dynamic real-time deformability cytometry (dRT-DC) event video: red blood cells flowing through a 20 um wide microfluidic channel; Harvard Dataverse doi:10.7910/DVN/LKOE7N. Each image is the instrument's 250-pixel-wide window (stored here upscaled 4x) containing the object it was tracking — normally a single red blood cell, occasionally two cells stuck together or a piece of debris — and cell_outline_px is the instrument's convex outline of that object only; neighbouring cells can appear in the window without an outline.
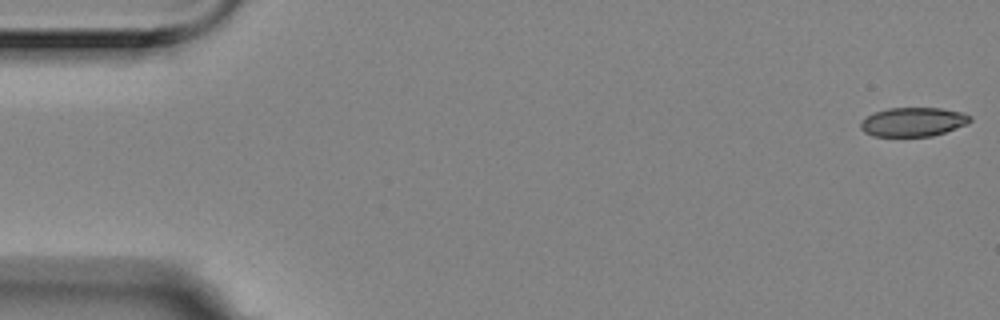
{"species": "Egyptian fruit bat (a non-hibernating species)", "species_latin": "Rousettus aegyptiacus", "temperature_condition": "room temperature", "stored_images_in_passage": 6, "camera_frame_rate_fps": 3000, "um_per_image_px": 0.085, "animal": {"sex": "female"}, "frame": {"image": 1, "passage_image": 1, "time_ms": 0.0, "image_size_px": [1000, 320], "cell_outline_px": [[972, 120], [968, 124], [932, 136], [872, 136], [864, 132], [860, 128], [860, 120], [876, 112], [888, 108], [940, 108], [960, 112], [972, 116]], "centroid_in_image_um": [77.61, 10.36], "position_along_channel_um": 7.4, "area_um2": 18.5}}
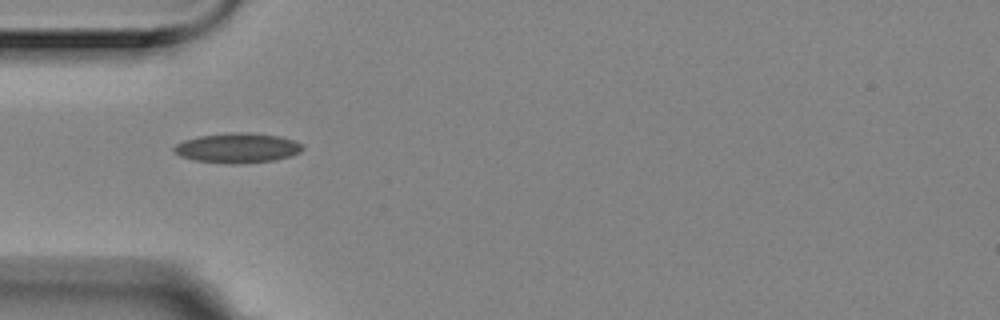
{"frame": {"image": 2, "passage_image": 5, "time_ms": 1.333, "image_size_px": [1000, 320], "cell_outline_px": [[304, 148], [300, 152], [292, 156], [276, 160], [244, 164], [224, 164], [196, 160], [180, 156], [172, 152], [172, 148], [176, 144], [184, 140], [200, 136], [232, 132], [252, 132], [280, 136], [296, 140], [304, 144]], "centroid_in_image_um": [20.23, 12.58], "position_along_channel_um": 64.8, "area_um2": 22.89}}
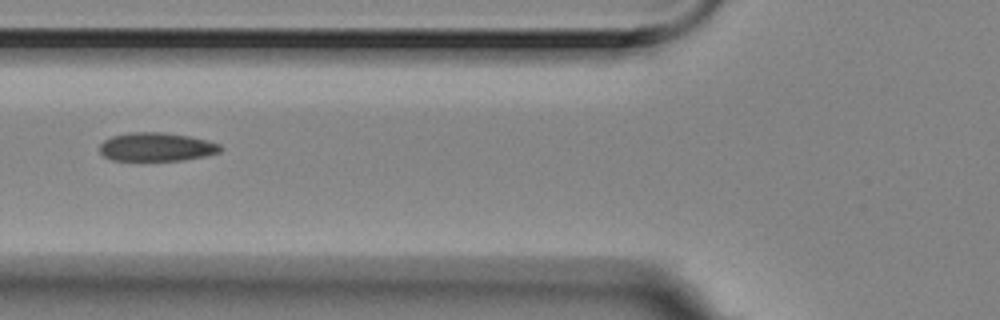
{"frame": {"image": 3, "passage_image": 6, "time_ms": 1.667, "image_size_px": [1000, 320], "cell_outline_px": [[224, 148], [220, 152], [204, 156], [180, 160], [112, 160], [104, 156], [100, 152], [100, 144], [104, 140], [112, 136], [128, 132], [160, 132], [188, 136], [220, 144]], "centroid_in_image_um": [13.28, 12.48], "position_along_channel_um": 112.5, "area_um2": 19.94}}